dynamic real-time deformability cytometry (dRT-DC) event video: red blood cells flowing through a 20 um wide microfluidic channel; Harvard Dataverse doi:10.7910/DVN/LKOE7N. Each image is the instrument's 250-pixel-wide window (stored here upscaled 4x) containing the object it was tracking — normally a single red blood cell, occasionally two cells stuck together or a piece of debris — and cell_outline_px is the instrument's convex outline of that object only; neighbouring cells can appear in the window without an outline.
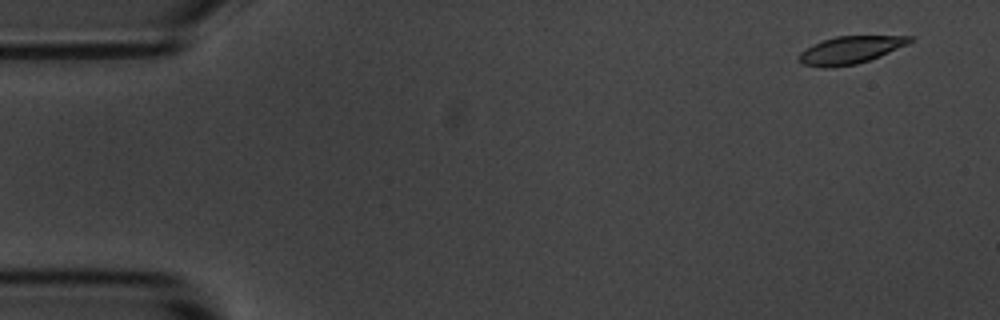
{"species": "common noctule bat (a hibernating species)", "species_latin": "Nyctalus noctula", "temperature_condition": "room temperature", "stored_images_in_passage": 4, "camera_frame_rate_fps": 3000, "um_per_image_px": 0.085, "animal": {"sex": "male", "body_mass_g": 20.1, "forearm_length_mm": 53.5}, "frame": {"image": 1, "passage_image": 1, "time_ms": 0.0, "image_size_px": [1000, 320], "cell_outline_px": [[916, 36], [908, 44], [880, 56], [856, 64], [832, 68], [824, 68], [804, 64], [796, 56], [800, 52], [812, 44], [836, 36]], "centroid_in_image_um": [72.26, 4.25], "position_along_channel_um": 12.7, "area_um2": 17.74}}
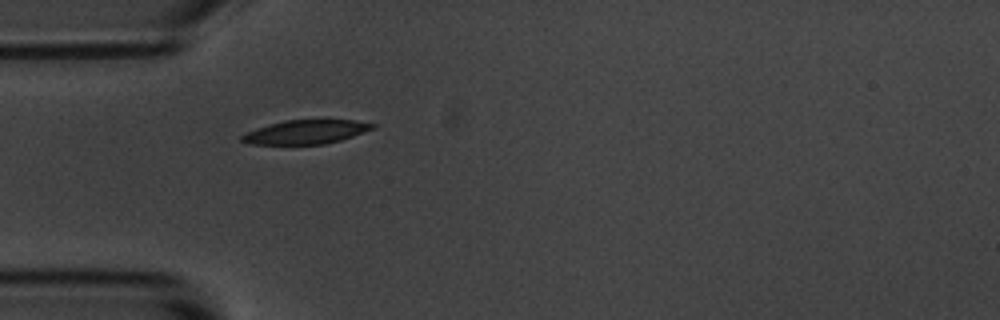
{"frame": {"image": 2, "passage_image": 4, "time_ms": 4.333, "image_size_px": [1000, 320], "cell_outline_px": [[376, 128], [340, 140], [324, 144], [248, 144], [240, 140], [240, 136], [256, 128], [284, 120], [356, 120], [376, 124]], "centroid_in_image_um": [26.01, 11.21], "position_along_channel_um": 59.0, "area_um2": 18.15}}